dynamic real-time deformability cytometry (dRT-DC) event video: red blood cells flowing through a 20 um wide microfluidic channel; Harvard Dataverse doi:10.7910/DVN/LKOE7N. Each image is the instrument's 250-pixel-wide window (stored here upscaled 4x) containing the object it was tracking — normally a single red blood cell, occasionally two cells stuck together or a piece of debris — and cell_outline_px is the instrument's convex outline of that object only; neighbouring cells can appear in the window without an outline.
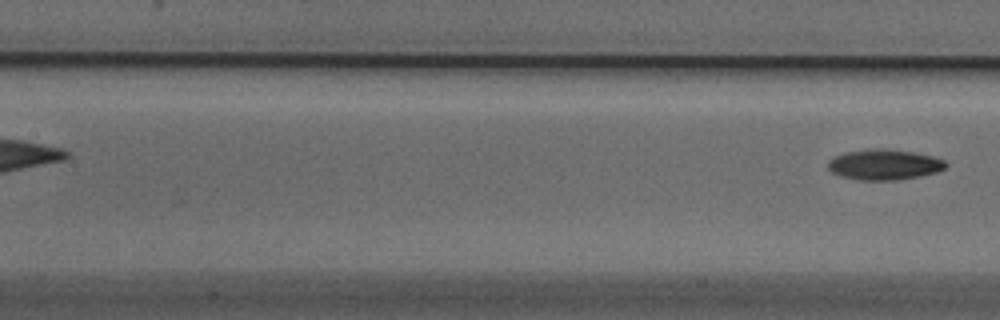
{"species": "Egyptian fruit bat (a non-hibernating species)", "species_latin": "Rousettus aegyptiacus", "temperature_condition": "cold", "stored_images_in_passage": 5, "camera_frame_rate_fps": 3000, "um_per_image_px": 0.085, "animal": {"sex": "male"}, "frame": {"image": 1, "passage_image": 5, "time_ms": 1.333, "image_size_px": [1000, 320], "cell_outline_px": [[948, 164], [944, 168], [936, 172], [920, 176], [896, 180], [860, 180], [840, 176], [832, 172], [828, 168], [828, 160], [832, 156], [844, 152], [880, 148], [912, 152], [932, 156], [944, 160]], "centroid_in_image_um": [75.12, 13.99], "position_along_channel_um": 132.3, "area_um2": 20.87}}